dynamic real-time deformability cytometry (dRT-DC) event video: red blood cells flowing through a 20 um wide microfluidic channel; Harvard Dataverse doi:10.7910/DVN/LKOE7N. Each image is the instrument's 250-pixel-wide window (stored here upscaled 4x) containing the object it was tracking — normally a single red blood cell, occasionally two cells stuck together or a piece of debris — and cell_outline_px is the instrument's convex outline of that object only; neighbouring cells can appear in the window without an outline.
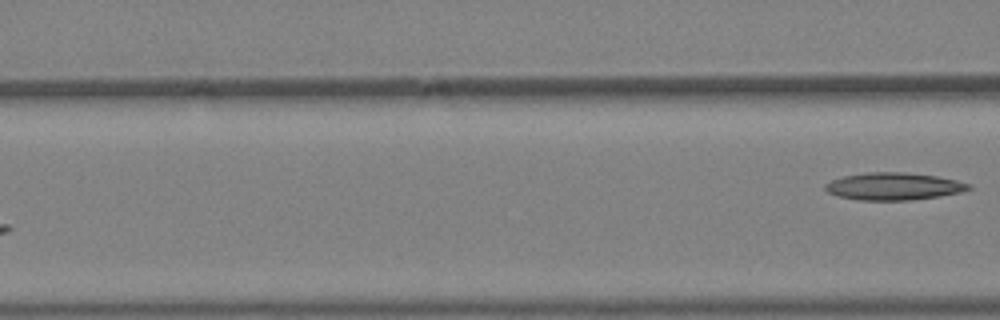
{"species": "Egyptian fruit bat (a non-hibernating species)", "species_latin": "Rousettus aegyptiacus", "temperature_condition": "warm", "stored_images_in_passage": 3, "segment_of_instrument_passage": [2, 2], "camera_frame_rate_fps": 3000, "um_per_image_px": 0.085, "animal": {"sex": "female"}, "frame": {"image": 1, "passage_image": 3, "time_ms": 0.667, "image_size_px": [1000, 320], "cell_outline_px": [[972, 188], [960, 192], [940, 196], [912, 200], [860, 200], [840, 196], [828, 192], [824, 188], [824, 184], [832, 180], [844, 176], [868, 172], [904, 172], [936, 176], [956, 180], [972, 184]], "centroid_in_image_um": [75.98, 15.83], "position_along_channel_um": 90.6, "area_um2": 22.77}}